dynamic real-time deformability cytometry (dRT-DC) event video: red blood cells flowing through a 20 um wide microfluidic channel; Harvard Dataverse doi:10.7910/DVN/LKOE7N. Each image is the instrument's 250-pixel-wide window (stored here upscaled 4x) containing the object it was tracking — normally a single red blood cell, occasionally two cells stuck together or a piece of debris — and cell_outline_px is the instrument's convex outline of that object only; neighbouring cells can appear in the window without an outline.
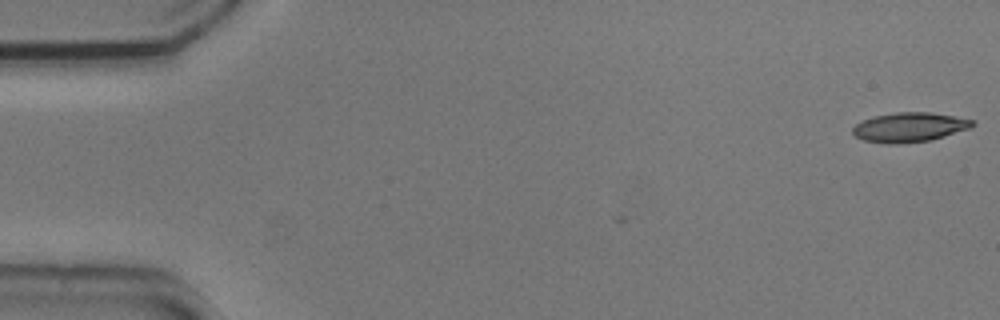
{"species": "common noctule bat (a hibernating species)", "species_latin": "Nyctalus noctula", "temperature_condition": "cold", "stored_images_in_passage": 5, "camera_frame_rate_fps": 3000, "um_per_image_px": 0.085, "animal": {"sex": "male", "body_mass_g": 20.5, "forearm_length_mm": 52.5}, "frame": {"image": 1, "passage_image": 1, "time_ms": 0.0, "image_size_px": [1000, 320], "cell_outline_px": [[976, 124], [972, 128], [932, 140], [900, 144], [888, 144], [864, 140], [856, 136], [852, 132], [852, 128], [856, 124], [864, 120], [876, 116], [896, 112], [932, 112], [976, 120]], "centroid_in_image_um": [77.37, 10.82], "position_along_channel_um": 7.6, "area_um2": 20.75}}